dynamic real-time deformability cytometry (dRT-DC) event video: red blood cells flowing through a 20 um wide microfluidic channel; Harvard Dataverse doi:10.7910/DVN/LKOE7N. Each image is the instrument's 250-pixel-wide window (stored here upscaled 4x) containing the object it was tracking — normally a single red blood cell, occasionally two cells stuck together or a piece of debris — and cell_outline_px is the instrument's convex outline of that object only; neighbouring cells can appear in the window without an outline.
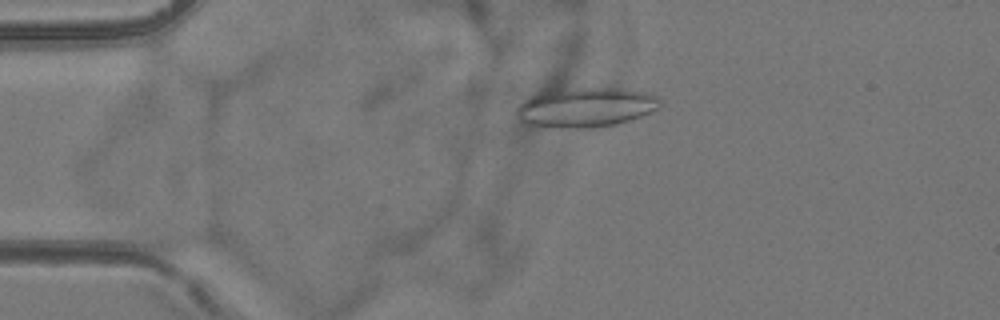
{"species": "common noctule bat (a hibernating species)", "species_latin": "Nyctalus noctula", "temperature_condition": "room temperature", "stored_images_in_passage": 5, "camera_frame_rate_fps": 3000, "um_per_image_px": 0.085, "animal": {"sex": "female", "body_mass_g": 24.6, "forearm_length_mm": 56.2}, "frame": {"image": 1, "passage_image": 4, "time_ms": 3.333, "image_size_px": [1000, 320], "cell_outline_px": [[660, 108], [640, 116], [616, 124], [572, 128], [548, 128], [528, 124], [520, 120], [516, 112], [516, 108], [528, 96], [540, 88], [624, 88], [648, 92], [656, 96], [660, 100]], "centroid_in_image_um": [49.7, 9.08], "position_along_channel_um": 35.3, "area_um2": 33.76}}